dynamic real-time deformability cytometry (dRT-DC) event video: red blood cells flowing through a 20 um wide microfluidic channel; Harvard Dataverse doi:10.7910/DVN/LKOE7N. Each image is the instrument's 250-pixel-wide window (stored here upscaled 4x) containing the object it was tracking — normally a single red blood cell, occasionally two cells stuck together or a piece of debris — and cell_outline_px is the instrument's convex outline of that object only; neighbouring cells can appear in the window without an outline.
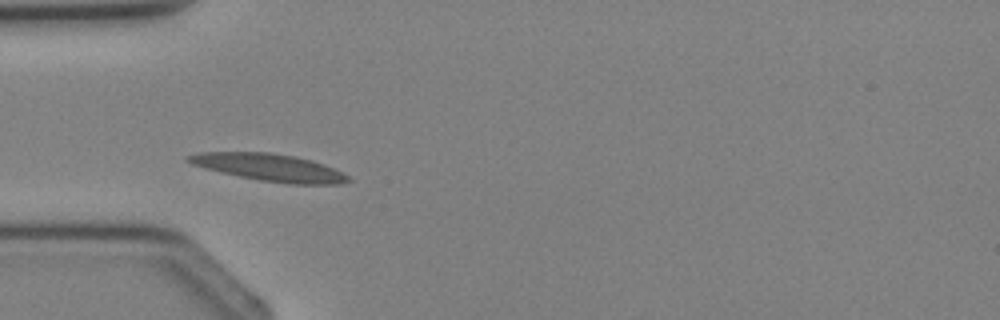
{"species": "Egyptian fruit bat (a non-hibernating species)", "species_latin": "Rousettus aegyptiacus", "temperature_condition": "cold", "stored_images_in_passage": 3, "camera_frame_rate_fps": 3000, "um_per_image_px": 0.085, "animal": {"sex": "female"}, "frame": {"image": 1, "passage_image": 2, "time_ms": 1.333, "image_size_px": [1000, 320], "cell_outline_px": [[352, 180], [340, 184], [288, 184], [260, 180], [220, 172], [204, 168], [192, 164], [184, 160], [184, 156], [200, 152], [272, 152], [296, 156], [312, 160], [324, 164], [348, 176]], "centroid_in_image_um": [22.86, 14.22], "position_along_channel_um": 62.1, "area_um2": 25.49}}
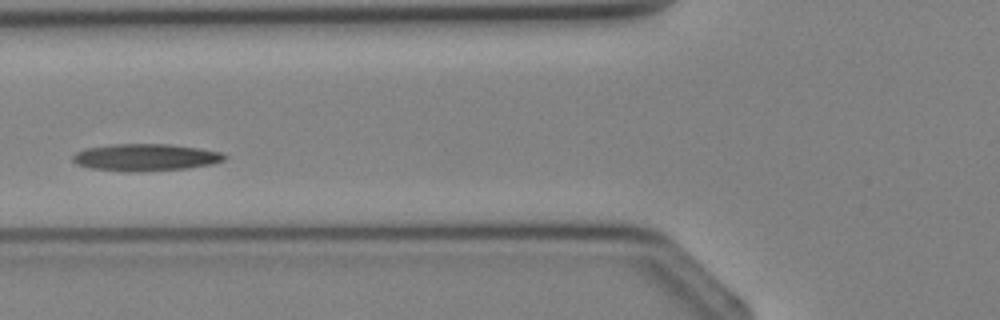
{"frame": {"image": 2, "passage_image": 3, "time_ms": 2.333, "image_size_px": [1000, 320], "cell_outline_px": [[228, 156], [224, 160], [212, 164], [188, 168], [140, 172], [136, 172], [88, 168], [76, 164], [72, 160], [72, 156], [76, 152], [88, 148], [112, 144], [168, 144], [196, 148], [220, 152]], "centroid_in_image_um": [12.35, 13.38], "position_along_channel_um": 113.4, "area_um2": 23.87}}